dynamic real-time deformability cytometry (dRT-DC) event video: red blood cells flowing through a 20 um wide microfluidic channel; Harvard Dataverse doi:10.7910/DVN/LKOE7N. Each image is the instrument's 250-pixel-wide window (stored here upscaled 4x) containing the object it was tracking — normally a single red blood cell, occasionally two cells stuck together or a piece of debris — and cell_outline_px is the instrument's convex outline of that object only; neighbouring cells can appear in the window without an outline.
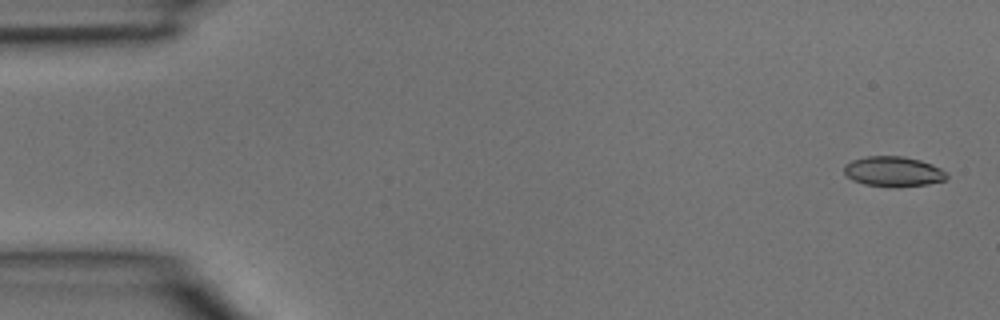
{"species": "common noctule bat (a hibernating species)", "species_latin": "Nyctalus noctula", "temperature_condition": "room temperature", "stored_images_in_passage": 4, "camera_frame_rate_fps": 3000, "um_per_image_px": 0.085, "animal": {"sex": "male", "body_mass_g": 15.6}, "frame": {"image": 1, "passage_image": 1, "time_ms": 0.0, "image_size_px": [1000, 320], "cell_outline_px": [[948, 176], [944, 180], [928, 184], [864, 184], [852, 180], [844, 172], [844, 164], [852, 160], [868, 156], [900, 156], [920, 160], [932, 164], [940, 168]], "centroid_in_image_um": [75.9, 14.53], "position_along_channel_um": 9.1, "area_um2": 17.11}}
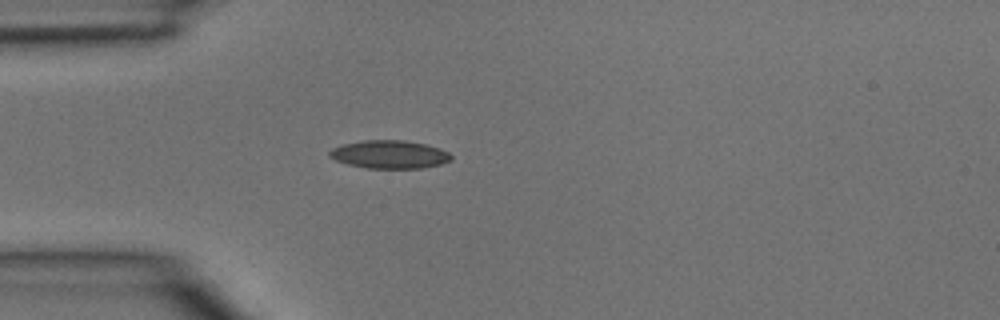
{"frame": {"image": 2, "passage_image": 4, "time_ms": 1.0, "image_size_px": [1000, 320], "cell_outline_px": [[452, 160], [440, 164], [424, 168], [368, 168], [348, 164], [336, 160], [328, 156], [328, 152], [332, 148], [344, 144], [364, 140], [404, 140], [424, 144], [440, 148], [448, 152], [452, 156]], "centroid_in_image_um": [33.12, 13.12], "position_along_channel_um": 51.9, "area_um2": 19.88}}